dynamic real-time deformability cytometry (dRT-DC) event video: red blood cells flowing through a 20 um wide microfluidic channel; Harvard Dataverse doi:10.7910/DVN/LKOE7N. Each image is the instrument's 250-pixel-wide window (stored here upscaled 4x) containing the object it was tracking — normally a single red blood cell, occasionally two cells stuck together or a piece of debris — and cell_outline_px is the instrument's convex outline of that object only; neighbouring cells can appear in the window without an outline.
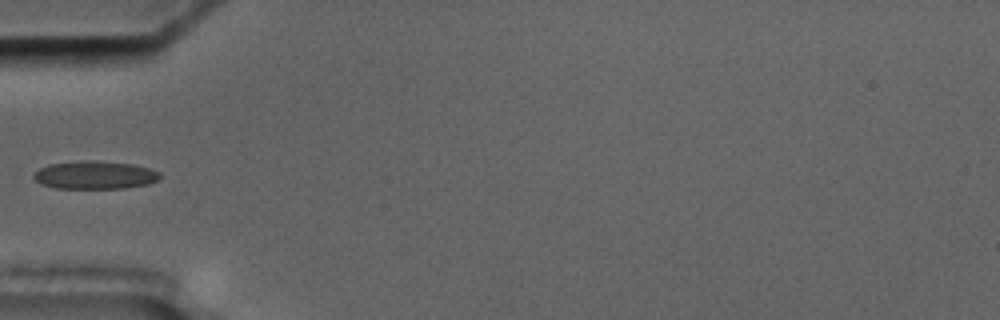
{"species": "common noctule bat (a hibernating species)", "species_latin": "Nyctalus noctula", "temperature_condition": "cold", "stored_images_in_passage": 5, "camera_frame_rate_fps": 3000, "um_per_image_px": 0.085, "animal": {"sex": "male", "body_mass_g": 17.5, "forearm_length_mm": 52.3}, "frame": {"image": 1, "passage_image": 5, "time_ms": 5.667, "image_size_px": [1000, 320], "cell_outline_px": [[160, 180], [148, 184], [124, 188], [56, 188], [40, 184], [32, 176], [40, 168], [48, 164], [80, 160], [100, 160], [136, 164], [160, 172]], "centroid_in_image_um": [8.09, 14.86], "position_along_channel_um": 76.9, "area_um2": 20.92}}